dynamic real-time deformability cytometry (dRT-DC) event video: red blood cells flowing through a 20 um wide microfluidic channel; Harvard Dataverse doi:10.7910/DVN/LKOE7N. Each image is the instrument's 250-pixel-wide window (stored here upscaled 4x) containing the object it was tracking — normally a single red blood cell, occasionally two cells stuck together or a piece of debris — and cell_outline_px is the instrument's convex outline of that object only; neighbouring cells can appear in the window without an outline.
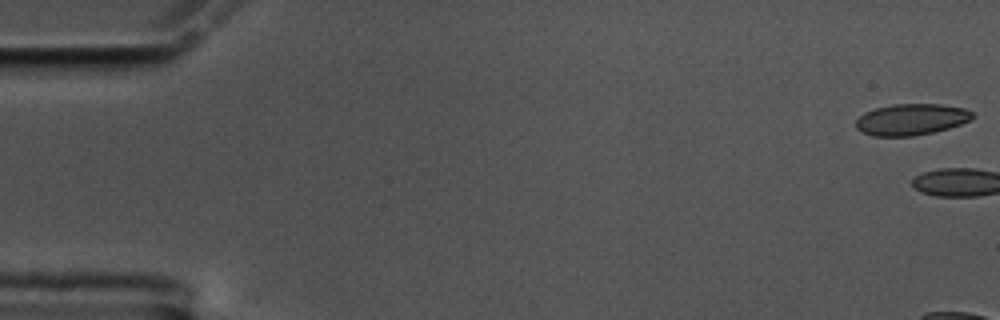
{"species": "common noctule bat (a hibernating species)", "species_latin": "Nyctalus noctula", "temperature_condition": "cold", "stored_images_in_passage": 3, "camera_frame_rate_fps": 3000, "um_per_image_px": 0.085, "animal": {"sex": "male", "body_mass_g": 17.5, "forearm_length_mm": 52.3}, "frame": {"image": 1, "passage_image": 1, "time_ms": 0.0, "image_size_px": [1000, 320], "cell_outline_px": [[972, 116], [968, 120], [960, 124], [948, 128], [932, 132], [912, 136], [872, 136], [860, 132], [856, 128], [856, 120], [864, 112], [876, 108], [892, 104], [940, 104], [964, 108], [972, 112]], "centroid_in_image_um": [77.4, 10.15], "position_along_channel_um": 7.6, "area_um2": 21.15}}